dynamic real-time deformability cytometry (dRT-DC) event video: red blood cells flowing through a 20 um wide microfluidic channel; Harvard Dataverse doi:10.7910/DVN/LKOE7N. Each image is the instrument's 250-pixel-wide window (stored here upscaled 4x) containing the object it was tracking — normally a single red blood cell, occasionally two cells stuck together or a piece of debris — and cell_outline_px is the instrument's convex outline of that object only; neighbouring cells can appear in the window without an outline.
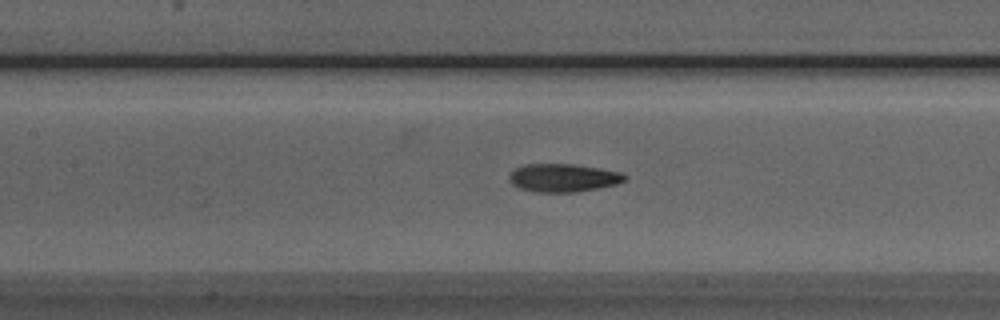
{"species": "Egyptian fruit bat (a non-hibernating species)", "species_latin": "Rousettus aegyptiacus", "temperature_condition": "room temperature", "stored_images_in_passage": 42, "camera_frame_rate_fps": 3000, "um_per_image_px": 0.085, "animal": {"sex": "male"}, "frame": {"image": 1, "passage_image": 22, "time_ms": 7.0, "image_size_px": [1000, 320], "cell_outline_px": [[628, 176], [624, 180], [616, 184], [576, 192], [536, 192], [520, 188], [512, 184], [508, 180], [508, 176], [516, 168], [524, 164], [572, 164], [600, 168], [620, 172]], "centroid_in_image_um": [47.85, 15.11], "position_along_channel_um": 159.6, "area_um2": 18.84}}
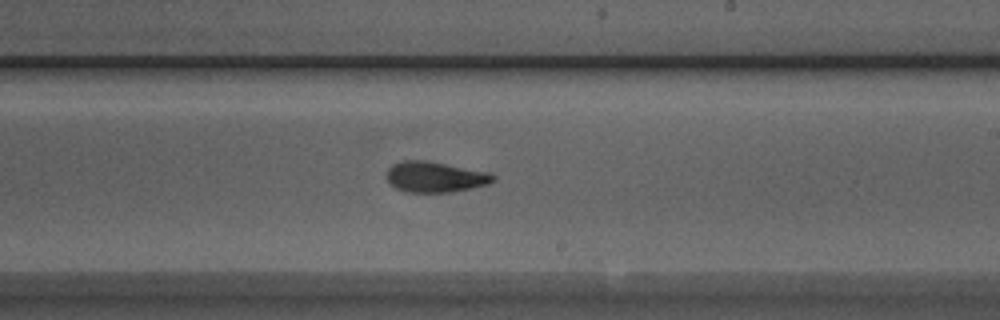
{"frame": {"image": 2, "passage_image": 29, "time_ms": 9.333, "image_size_px": [1000, 320], "cell_outline_px": [[496, 180], [488, 184], [472, 188], [452, 192], [404, 192], [396, 188], [384, 176], [388, 168], [392, 164], [404, 160], [424, 160], [488, 172], [496, 176]], "centroid_in_image_um": [36.96, 15.04], "position_along_channel_um": 252.0, "area_um2": 19.07}}
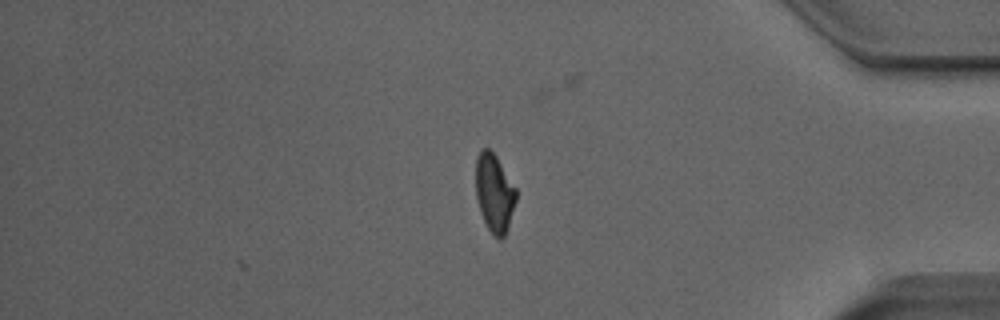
{"frame": {"image": 3, "passage_image": 42, "time_ms": 13.667, "image_size_px": [1000, 320], "cell_outline_px": [[516, 200], [508, 228], [504, 236], [500, 240], [492, 236], [480, 212], [476, 196], [476, 156], [484, 148], [488, 148], [496, 156], [516, 188]], "centroid_in_image_um": [42.02, 16.43], "position_along_channel_um": 393.2, "area_um2": 18.32}, "authors_computed_cell_mechanics": {"area_um2": 18.8428, "velocity_mm_per_s": 3.9811, "shape_relaxation_time_tau1_ms": 4.5355, "shape_relaxation_time_tau2_ms": 2.0928, "deformation_change_tau1": 0.1802, "deformation_change_tau2": 0.0969}}